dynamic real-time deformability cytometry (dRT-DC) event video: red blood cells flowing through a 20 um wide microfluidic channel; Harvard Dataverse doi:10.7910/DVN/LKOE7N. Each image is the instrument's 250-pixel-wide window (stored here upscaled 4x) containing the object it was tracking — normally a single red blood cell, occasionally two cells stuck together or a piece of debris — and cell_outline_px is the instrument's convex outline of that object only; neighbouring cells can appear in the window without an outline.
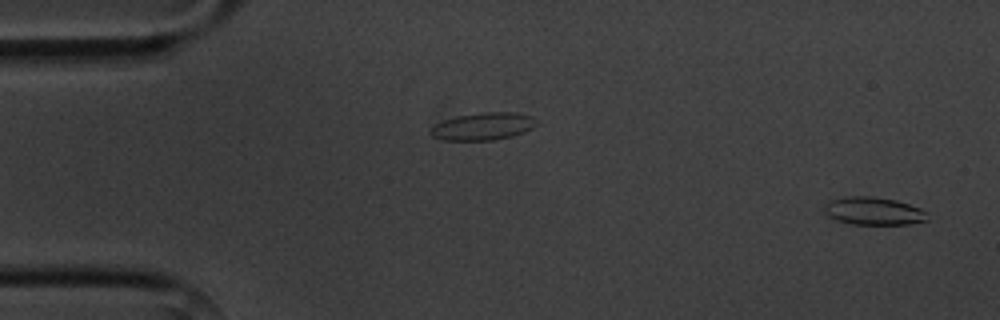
{"species": "common noctule bat (a hibernating species)", "species_latin": "Nyctalus noctula", "temperature_condition": "cold", "stored_images_in_passage": 9, "camera_frame_rate_fps": 3000, "um_per_image_px": 0.085, "animal": {"sex": "male", "body_mass_g": 20.1, "forearm_length_mm": 53.5}, "frame": {"image": 1, "passage_image": 1, "time_ms": 0.0, "image_size_px": [1000, 320], "cell_outline_px": [[928, 220], [908, 224], [852, 224], [836, 220], [828, 216], [824, 212], [824, 208], [828, 200], [844, 196], [872, 196], [896, 200], [920, 208], [928, 212]], "centroid_in_image_um": [74.24, 17.93], "position_along_channel_um": 10.8, "area_um2": 16.88}}
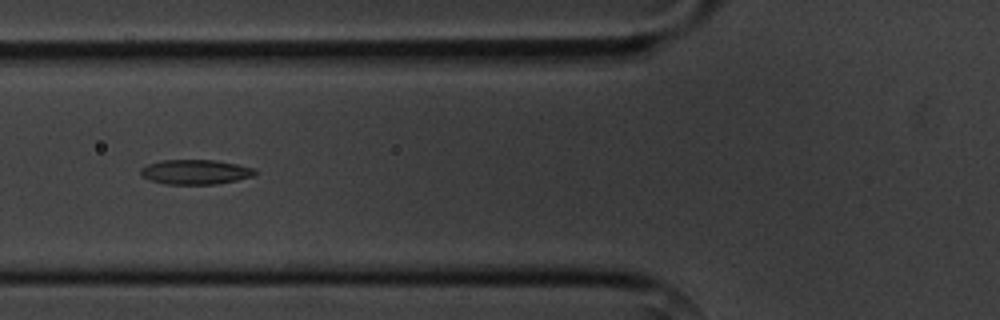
{"frame": {"image": 2, "passage_image": 6, "time_ms": 6.0, "image_size_px": [1000, 320], "cell_outline_px": [[256, 176], [216, 184], [164, 184], [140, 176], [140, 168], [148, 164], [160, 160], [212, 160], [236, 164], [256, 168]], "centroid_in_image_um": [16.61, 14.62], "position_along_channel_um": 109.2, "area_um2": 16.53}}
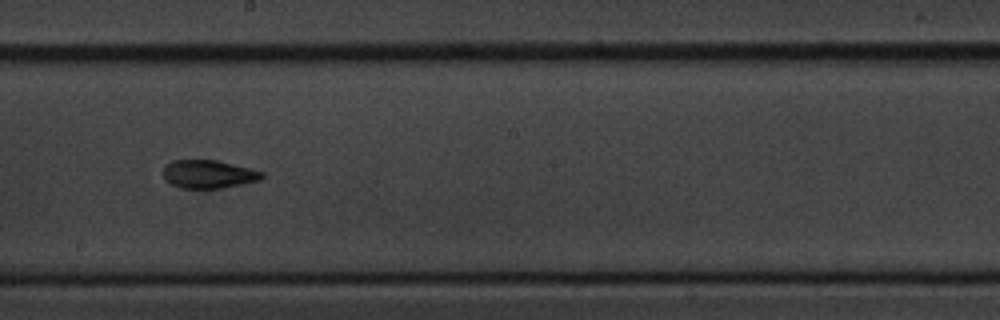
{"frame": {"image": 3, "passage_image": 9, "time_ms": 9.333, "image_size_px": [1000, 320], "cell_outline_px": [[264, 176], [260, 180], [220, 188], [180, 188], [164, 180], [164, 168], [172, 160], [216, 160], [264, 172]], "centroid_in_image_um": [17.71, 14.8], "position_along_channel_um": 230.5, "area_um2": 16.01}}